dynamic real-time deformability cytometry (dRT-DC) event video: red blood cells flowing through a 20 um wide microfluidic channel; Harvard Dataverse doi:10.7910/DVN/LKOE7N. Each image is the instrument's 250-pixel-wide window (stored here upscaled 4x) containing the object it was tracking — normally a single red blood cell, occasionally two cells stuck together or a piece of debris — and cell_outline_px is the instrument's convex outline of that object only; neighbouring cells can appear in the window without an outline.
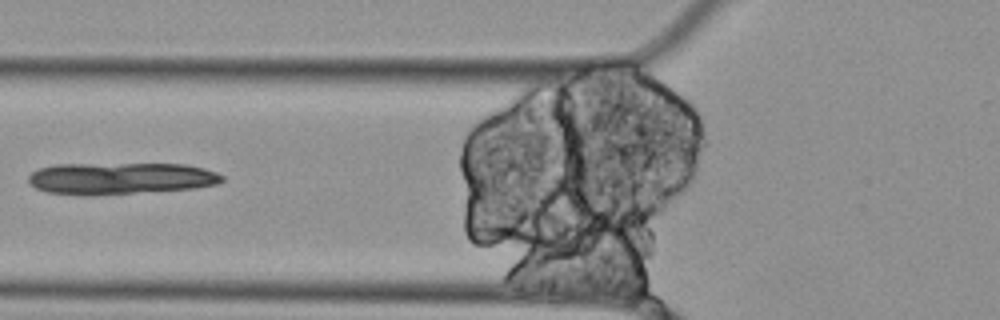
{"species": "Egyptian fruit bat (a non-hibernating species)", "species_latin": "Rousettus aegyptiacus", "temperature_condition": "cold", "stored_images_in_passage": 8, "camera_frame_rate_fps": 3000, "um_per_image_px": 0.085, "animal": {"sex": "female"}, "frame": {"image": 1, "passage_image": 6, "time_ms": 1.667, "image_size_px": [1000, 320], "cell_outline_px": [[224, 180], [216, 184], [196, 188], [92, 196], [84, 196], [48, 192], [36, 188], [28, 184], [28, 176], [32, 172], [40, 168], [56, 164], [184, 164], [204, 168], [216, 172], [224, 176]], "centroid_in_image_um": [10.22, 15.17], "position_along_channel_um": 115.6, "area_um2": 36.18}}
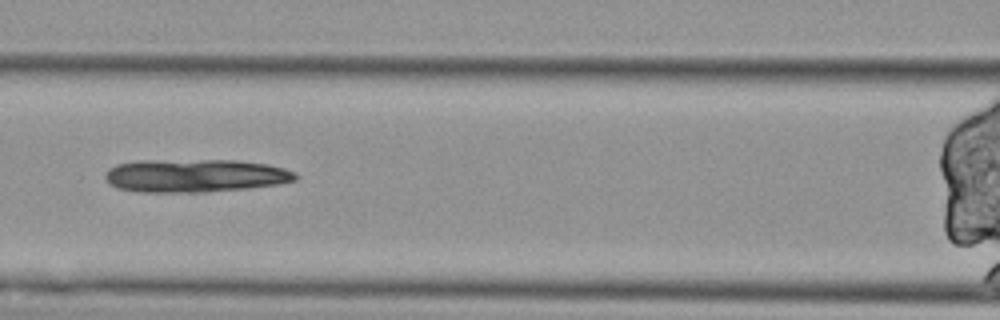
{"frame": {"image": 2, "passage_image": 7, "time_ms": 2.0, "image_size_px": [1000, 320], "cell_outline_px": [[296, 180], [276, 184], [248, 188], [204, 192], [144, 192], [116, 188], [108, 184], [104, 176], [108, 168], [116, 164], [136, 160], [236, 160], [268, 164], [284, 168], [296, 172]], "centroid_in_image_um": [16.53, 14.92], "position_along_channel_um": 150.1, "area_um2": 36.99}}
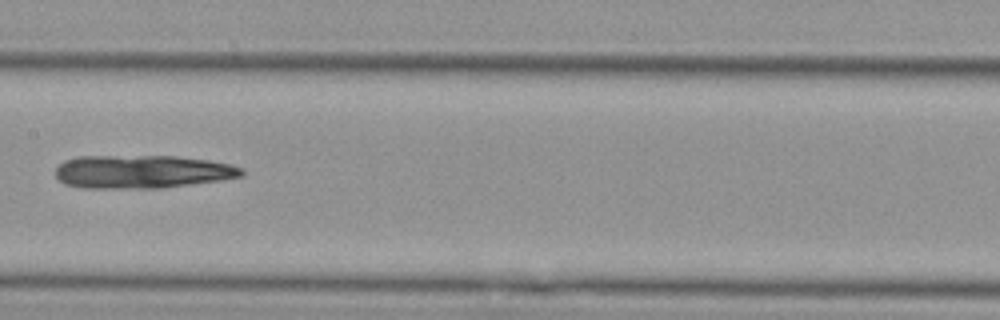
{"frame": {"image": 3, "passage_image": 8, "time_ms": 2.333, "image_size_px": [1000, 320], "cell_outline_px": [[244, 176], [220, 180], [160, 188], [84, 188], [64, 184], [56, 176], [56, 168], [64, 160], [76, 156], [176, 156], [208, 160], [232, 164], [244, 168]], "centroid_in_image_um": [12.09, 14.59], "position_along_channel_um": 195.3, "area_um2": 36.24}}